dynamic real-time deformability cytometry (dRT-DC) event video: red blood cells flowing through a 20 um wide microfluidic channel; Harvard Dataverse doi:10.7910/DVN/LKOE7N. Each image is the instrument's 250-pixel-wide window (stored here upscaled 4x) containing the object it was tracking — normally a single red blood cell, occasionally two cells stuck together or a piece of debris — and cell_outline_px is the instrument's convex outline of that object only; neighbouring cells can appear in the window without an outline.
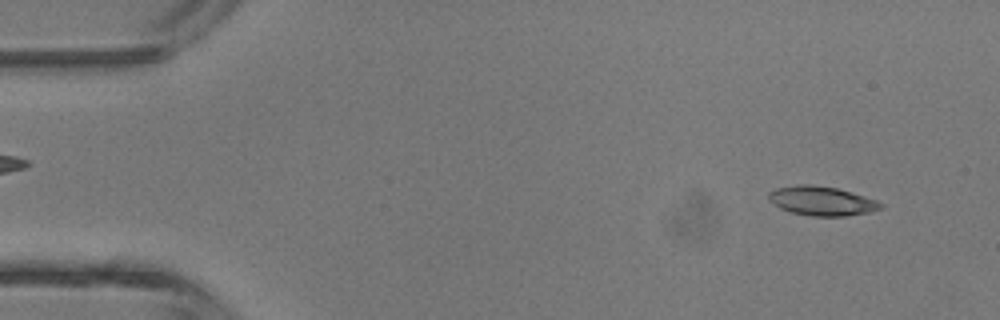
{"species": "common noctule bat (a hibernating species)", "species_latin": "Nyctalus noctula", "temperature_condition": "room temperature", "stored_images_in_passage": 2, "camera_frame_rate_fps": 3000, "um_per_image_px": 0.085, "animal": {"sex": "male", "body_mass_g": 13.3}, "frame": {"image": 1, "passage_image": 2, "time_ms": 1.333, "image_size_px": [1000, 320], "cell_outline_px": [[884, 204], [880, 208], [872, 212], [844, 216], [812, 216], [792, 212], [780, 208], [768, 200], [768, 192], [776, 188], [800, 184], [812, 184], [836, 188], [852, 192], [876, 200]], "centroid_in_image_um": [69.84, 17.07], "position_along_channel_um": 15.2, "area_um2": 19.07}}